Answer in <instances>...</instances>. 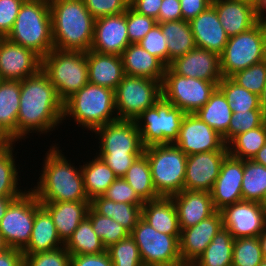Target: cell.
Instances as JSON below:
<instances>
[{"label": "cell", "mask_w": 266, "mask_h": 266, "mask_svg": "<svg viewBox=\"0 0 266 266\" xmlns=\"http://www.w3.org/2000/svg\"><path fill=\"white\" fill-rule=\"evenodd\" d=\"M143 205L114 202L103 196L90 201V207L98 214L110 217L131 232L141 217Z\"/></svg>", "instance_id": "d6a6232c"}, {"label": "cell", "mask_w": 266, "mask_h": 266, "mask_svg": "<svg viewBox=\"0 0 266 266\" xmlns=\"http://www.w3.org/2000/svg\"><path fill=\"white\" fill-rule=\"evenodd\" d=\"M129 44L126 11L95 19L90 50L121 56Z\"/></svg>", "instance_id": "d6986e66"}, {"label": "cell", "mask_w": 266, "mask_h": 266, "mask_svg": "<svg viewBox=\"0 0 266 266\" xmlns=\"http://www.w3.org/2000/svg\"><path fill=\"white\" fill-rule=\"evenodd\" d=\"M141 217L160 233L181 236L176 207L171 197L144 202Z\"/></svg>", "instance_id": "f546056e"}, {"label": "cell", "mask_w": 266, "mask_h": 266, "mask_svg": "<svg viewBox=\"0 0 266 266\" xmlns=\"http://www.w3.org/2000/svg\"><path fill=\"white\" fill-rule=\"evenodd\" d=\"M50 213L41 206L35 213V220L28 245L23 254L47 252L63 247Z\"/></svg>", "instance_id": "4dcf8cb0"}, {"label": "cell", "mask_w": 266, "mask_h": 266, "mask_svg": "<svg viewBox=\"0 0 266 266\" xmlns=\"http://www.w3.org/2000/svg\"><path fill=\"white\" fill-rule=\"evenodd\" d=\"M139 44L168 67V47L159 23L145 35Z\"/></svg>", "instance_id": "f907efd6"}, {"label": "cell", "mask_w": 266, "mask_h": 266, "mask_svg": "<svg viewBox=\"0 0 266 266\" xmlns=\"http://www.w3.org/2000/svg\"><path fill=\"white\" fill-rule=\"evenodd\" d=\"M263 63L266 65V43H265V47H264Z\"/></svg>", "instance_id": "2644e50d"}, {"label": "cell", "mask_w": 266, "mask_h": 266, "mask_svg": "<svg viewBox=\"0 0 266 266\" xmlns=\"http://www.w3.org/2000/svg\"><path fill=\"white\" fill-rule=\"evenodd\" d=\"M254 162L266 167V143L252 159Z\"/></svg>", "instance_id": "be15d7a7"}, {"label": "cell", "mask_w": 266, "mask_h": 266, "mask_svg": "<svg viewBox=\"0 0 266 266\" xmlns=\"http://www.w3.org/2000/svg\"><path fill=\"white\" fill-rule=\"evenodd\" d=\"M233 246V236L223 227L191 266H232Z\"/></svg>", "instance_id": "8d00e7d4"}, {"label": "cell", "mask_w": 266, "mask_h": 266, "mask_svg": "<svg viewBox=\"0 0 266 266\" xmlns=\"http://www.w3.org/2000/svg\"><path fill=\"white\" fill-rule=\"evenodd\" d=\"M242 1H246V2H249V3H251V4L254 5V4L256 3L257 0H242Z\"/></svg>", "instance_id": "753ad0ef"}, {"label": "cell", "mask_w": 266, "mask_h": 266, "mask_svg": "<svg viewBox=\"0 0 266 266\" xmlns=\"http://www.w3.org/2000/svg\"><path fill=\"white\" fill-rule=\"evenodd\" d=\"M14 142H0V198H19L26 192L18 185L19 175L13 156Z\"/></svg>", "instance_id": "d590c367"}, {"label": "cell", "mask_w": 266, "mask_h": 266, "mask_svg": "<svg viewBox=\"0 0 266 266\" xmlns=\"http://www.w3.org/2000/svg\"><path fill=\"white\" fill-rule=\"evenodd\" d=\"M123 178L144 202L159 198L153 185L150 164L144 153L135 159Z\"/></svg>", "instance_id": "74e56055"}, {"label": "cell", "mask_w": 266, "mask_h": 266, "mask_svg": "<svg viewBox=\"0 0 266 266\" xmlns=\"http://www.w3.org/2000/svg\"><path fill=\"white\" fill-rule=\"evenodd\" d=\"M87 217L106 249L130 235V232L114 219L96 213L91 207L88 209Z\"/></svg>", "instance_id": "7bdbcfd3"}, {"label": "cell", "mask_w": 266, "mask_h": 266, "mask_svg": "<svg viewBox=\"0 0 266 266\" xmlns=\"http://www.w3.org/2000/svg\"><path fill=\"white\" fill-rule=\"evenodd\" d=\"M263 259L259 237L234 239L232 266H258Z\"/></svg>", "instance_id": "ee69618b"}, {"label": "cell", "mask_w": 266, "mask_h": 266, "mask_svg": "<svg viewBox=\"0 0 266 266\" xmlns=\"http://www.w3.org/2000/svg\"><path fill=\"white\" fill-rule=\"evenodd\" d=\"M266 121L262 110H249L232 114L228 131L222 136L228 144L235 136L255 129Z\"/></svg>", "instance_id": "bcb514c9"}, {"label": "cell", "mask_w": 266, "mask_h": 266, "mask_svg": "<svg viewBox=\"0 0 266 266\" xmlns=\"http://www.w3.org/2000/svg\"><path fill=\"white\" fill-rule=\"evenodd\" d=\"M175 74L206 81L220 82V56L201 48L174 59L168 66Z\"/></svg>", "instance_id": "7402d4cb"}, {"label": "cell", "mask_w": 266, "mask_h": 266, "mask_svg": "<svg viewBox=\"0 0 266 266\" xmlns=\"http://www.w3.org/2000/svg\"><path fill=\"white\" fill-rule=\"evenodd\" d=\"M184 116L185 113L181 109L161 96L152 107L147 108L134 120L144 148L174 143Z\"/></svg>", "instance_id": "9c48e42d"}, {"label": "cell", "mask_w": 266, "mask_h": 266, "mask_svg": "<svg viewBox=\"0 0 266 266\" xmlns=\"http://www.w3.org/2000/svg\"><path fill=\"white\" fill-rule=\"evenodd\" d=\"M99 136L98 155H141L140 131L134 120L117 119L94 131Z\"/></svg>", "instance_id": "5bb4252c"}, {"label": "cell", "mask_w": 266, "mask_h": 266, "mask_svg": "<svg viewBox=\"0 0 266 266\" xmlns=\"http://www.w3.org/2000/svg\"><path fill=\"white\" fill-rule=\"evenodd\" d=\"M144 266H184L180 256V236L158 232L142 217L130 232Z\"/></svg>", "instance_id": "30bf717a"}, {"label": "cell", "mask_w": 266, "mask_h": 266, "mask_svg": "<svg viewBox=\"0 0 266 266\" xmlns=\"http://www.w3.org/2000/svg\"><path fill=\"white\" fill-rule=\"evenodd\" d=\"M24 1L0 0V38H6L11 32Z\"/></svg>", "instance_id": "db71d44e"}, {"label": "cell", "mask_w": 266, "mask_h": 266, "mask_svg": "<svg viewBox=\"0 0 266 266\" xmlns=\"http://www.w3.org/2000/svg\"><path fill=\"white\" fill-rule=\"evenodd\" d=\"M115 113L114 90L89 82L63 103V120L72 117L77 125L93 132L117 120Z\"/></svg>", "instance_id": "5b68a950"}, {"label": "cell", "mask_w": 266, "mask_h": 266, "mask_svg": "<svg viewBox=\"0 0 266 266\" xmlns=\"http://www.w3.org/2000/svg\"><path fill=\"white\" fill-rule=\"evenodd\" d=\"M232 110L223 92L217 87L207 103L195 115L223 136L229 128Z\"/></svg>", "instance_id": "836d02e7"}, {"label": "cell", "mask_w": 266, "mask_h": 266, "mask_svg": "<svg viewBox=\"0 0 266 266\" xmlns=\"http://www.w3.org/2000/svg\"><path fill=\"white\" fill-rule=\"evenodd\" d=\"M114 96L118 119L135 120L161 98V82L125 75L114 90Z\"/></svg>", "instance_id": "8fae6325"}, {"label": "cell", "mask_w": 266, "mask_h": 266, "mask_svg": "<svg viewBox=\"0 0 266 266\" xmlns=\"http://www.w3.org/2000/svg\"><path fill=\"white\" fill-rule=\"evenodd\" d=\"M95 156L81 166L84 188L90 201L95 197L103 196L117 178L114 171L101 158Z\"/></svg>", "instance_id": "e575fe53"}, {"label": "cell", "mask_w": 266, "mask_h": 266, "mask_svg": "<svg viewBox=\"0 0 266 266\" xmlns=\"http://www.w3.org/2000/svg\"><path fill=\"white\" fill-rule=\"evenodd\" d=\"M54 49L90 50L95 18L83 0H49Z\"/></svg>", "instance_id": "3957f363"}, {"label": "cell", "mask_w": 266, "mask_h": 266, "mask_svg": "<svg viewBox=\"0 0 266 266\" xmlns=\"http://www.w3.org/2000/svg\"><path fill=\"white\" fill-rule=\"evenodd\" d=\"M243 172L244 160L228 154L222 162L219 176L211 191L216 211L243 200L241 189Z\"/></svg>", "instance_id": "44dd1931"}, {"label": "cell", "mask_w": 266, "mask_h": 266, "mask_svg": "<svg viewBox=\"0 0 266 266\" xmlns=\"http://www.w3.org/2000/svg\"><path fill=\"white\" fill-rule=\"evenodd\" d=\"M218 88L225 95L232 113L261 110L259 95L239 86L230 77H223L218 83Z\"/></svg>", "instance_id": "b9f144b4"}, {"label": "cell", "mask_w": 266, "mask_h": 266, "mask_svg": "<svg viewBox=\"0 0 266 266\" xmlns=\"http://www.w3.org/2000/svg\"><path fill=\"white\" fill-rule=\"evenodd\" d=\"M258 266H266V258H264Z\"/></svg>", "instance_id": "8c879c8a"}, {"label": "cell", "mask_w": 266, "mask_h": 266, "mask_svg": "<svg viewBox=\"0 0 266 266\" xmlns=\"http://www.w3.org/2000/svg\"><path fill=\"white\" fill-rule=\"evenodd\" d=\"M260 100V109L262 110L263 115L266 117V83L264 85L262 93L259 95Z\"/></svg>", "instance_id": "03108f58"}, {"label": "cell", "mask_w": 266, "mask_h": 266, "mask_svg": "<svg viewBox=\"0 0 266 266\" xmlns=\"http://www.w3.org/2000/svg\"><path fill=\"white\" fill-rule=\"evenodd\" d=\"M9 249H10V247L6 243L4 236L0 233V254L6 252Z\"/></svg>", "instance_id": "a7ac6f4b"}, {"label": "cell", "mask_w": 266, "mask_h": 266, "mask_svg": "<svg viewBox=\"0 0 266 266\" xmlns=\"http://www.w3.org/2000/svg\"><path fill=\"white\" fill-rule=\"evenodd\" d=\"M220 212L223 227L234 239L259 237L266 230V210L258 202L242 200Z\"/></svg>", "instance_id": "9a60e30c"}, {"label": "cell", "mask_w": 266, "mask_h": 266, "mask_svg": "<svg viewBox=\"0 0 266 266\" xmlns=\"http://www.w3.org/2000/svg\"><path fill=\"white\" fill-rule=\"evenodd\" d=\"M230 78L239 86L260 95L266 83V65L263 62L251 65Z\"/></svg>", "instance_id": "7dc6e473"}, {"label": "cell", "mask_w": 266, "mask_h": 266, "mask_svg": "<svg viewBox=\"0 0 266 266\" xmlns=\"http://www.w3.org/2000/svg\"><path fill=\"white\" fill-rule=\"evenodd\" d=\"M262 206H263V208L266 210V193H265V195H264V197H263V199H262V202L260 203Z\"/></svg>", "instance_id": "89a4df30"}, {"label": "cell", "mask_w": 266, "mask_h": 266, "mask_svg": "<svg viewBox=\"0 0 266 266\" xmlns=\"http://www.w3.org/2000/svg\"><path fill=\"white\" fill-rule=\"evenodd\" d=\"M22 250L10 248L0 254V266H23Z\"/></svg>", "instance_id": "94428289"}, {"label": "cell", "mask_w": 266, "mask_h": 266, "mask_svg": "<svg viewBox=\"0 0 266 266\" xmlns=\"http://www.w3.org/2000/svg\"><path fill=\"white\" fill-rule=\"evenodd\" d=\"M218 83L180 76L166 67L161 82L162 97L185 114H194L207 103Z\"/></svg>", "instance_id": "7c38bea8"}, {"label": "cell", "mask_w": 266, "mask_h": 266, "mask_svg": "<svg viewBox=\"0 0 266 266\" xmlns=\"http://www.w3.org/2000/svg\"><path fill=\"white\" fill-rule=\"evenodd\" d=\"M59 148L54 145L46 152L41 176L31 191L40 202L90 201L81 166L75 168Z\"/></svg>", "instance_id": "7a4b0ae2"}, {"label": "cell", "mask_w": 266, "mask_h": 266, "mask_svg": "<svg viewBox=\"0 0 266 266\" xmlns=\"http://www.w3.org/2000/svg\"><path fill=\"white\" fill-rule=\"evenodd\" d=\"M41 206L30 189L9 205L0 221V233L10 248L23 250L28 245L35 213Z\"/></svg>", "instance_id": "4fadbf2b"}, {"label": "cell", "mask_w": 266, "mask_h": 266, "mask_svg": "<svg viewBox=\"0 0 266 266\" xmlns=\"http://www.w3.org/2000/svg\"><path fill=\"white\" fill-rule=\"evenodd\" d=\"M42 70L63 103L89 82L87 52L52 49L42 58Z\"/></svg>", "instance_id": "8992f818"}, {"label": "cell", "mask_w": 266, "mask_h": 266, "mask_svg": "<svg viewBox=\"0 0 266 266\" xmlns=\"http://www.w3.org/2000/svg\"><path fill=\"white\" fill-rule=\"evenodd\" d=\"M103 197L114 202H123L134 205L144 204V201L137 195L135 190L123 177H117L105 191Z\"/></svg>", "instance_id": "816d5d0a"}, {"label": "cell", "mask_w": 266, "mask_h": 266, "mask_svg": "<svg viewBox=\"0 0 266 266\" xmlns=\"http://www.w3.org/2000/svg\"><path fill=\"white\" fill-rule=\"evenodd\" d=\"M70 266H113L107 252L99 254L71 255Z\"/></svg>", "instance_id": "9f6ffc18"}, {"label": "cell", "mask_w": 266, "mask_h": 266, "mask_svg": "<svg viewBox=\"0 0 266 266\" xmlns=\"http://www.w3.org/2000/svg\"><path fill=\"white\" fill-rule=\"evenodd\" d=\"M89 13L95 18L116 15L126 11L130 0H83Z\"/></svg>", "instance_id": "f5cc1de1"}, {"label": "cell", "mask_w": 266, "mask_h": 266, "mask_svg": "<svg viewBox=\"0 0 266 266\" xmlns=\"http://www.w3.org/2000/svg\"><path fill=\"white\" fill-rule=\"evenodd\" d=\"M89 83L115 90L124 78L122 57L87 51Z\"/></svg>", "instance_id": "484cf974"}, {"label": "cell", "mask_w": 266, "mask_h": 266, "mask_svg": "<svg viewBox=\"0 0 266 266\" xmlns=\"http://www.w3.org/2000/svg\"><path fill=\"white\" fill-rule=\"evenodd\" d=\"M254 8L256 14L260 19L266 20L265 12H266V0H257L254 4Z\"/></svg>", "instance_id": "6125c7cd"}, {"label": "cell", "mask_w": 266, "mask_h": 266, "mask_svg": "<svg viewBox=\"0 0 266 266\" xmlns=\"http://www.w3.org/2000/svg\"><path fill=\"white\" fill-rule=\"evenodd\" d=\"M16 198H0V221L2 217L5 215L9 205L15 200Z\"/></svg>", "instance_id": "e7e4bbea"}, {"label": "cell", "mask_w": 266, "mask_h": 266, "mask_svg": "<svg viewBox=\"0 0 266 266\" xmlns=\"http://www.w3.org/2000/svg\"><path fill=\"white\" fill-rule=\"evenodd\" d=\"M101 158L115 173L117 177H123L132 163L140 155H97Z\"/></svg>", "instance_id": "11a10c76"}, {"label": "cell", "mask_w": 266, "mask_h": 266, "mask_svg": "<svg viewBox=\"0 0 266 266\" xmlns=\"http://www.w3.org/2000/svg\"><path fill=\"white\" fill-rule=\"evenodd\" d=\"M223 228L222 215L216 211L198 224L181 230L180 256L184 266H191L206 250L212 239Z\"/></svg>", "instance_id": "ffe728a7"}, {"label": "cell", "mask_w": 266, "mask_h": 266, "mask_svg": "<svg viewBox=\"0 0 266 266\" xmlns=\"http://www.w3.org/2000/svg\"><path fill=\"white\" fill-rule=\"evenodd\" d=\"M23 255V266H70L71 255L64 246L47 252Z\"/></svg>", "instance_id": "681fc988"}, {"label": "cell", "mask_w": 266, "mask_h": 266, "mask_svg": "<svg viewBox=\"0 0 266 266\" xmlns=\"http://www.w3.org/2000/svg\"><path fill=\"white\" fill-rule=\"evenodd\" d=\"M20 106L17 115V141L33 131L55 130L63 121V102L47 74L41 69L20 81Z\"/></svg>", "instance_id": "6da1fadb"}, {"label": "cell", "mask_w": 266, "mask_h": 266, "mask_svg": "<svg viewBox=\"0 0 266 266\" xmlns=\"http://www.w3.org/2000/svg\"><path fill=\"white\" fill-rule=\"evenodd\" d=\"M266 43V20L260 19L253 27L229 37L220 55L223 77H231L251 65L263 62Z\"/></svg>", "instance_id": "ba28073f"}, {"label": "cell", "mask_w": 266, "mask_h": 266, "mask_svg": "<svg viewBox=\"0 0 266 266\" xmlns=\"http://www.w3.org/2000/svg\"><path fill=\"white\" fill-rule=\"evenodd\" d=\"M106 250L113 266H144L138 246L130 235Z\"/></svg>", "instance_id": "f6af8a7d"}, {"label": "cell", "mask_w": 266, "mask_h": 266, "mask_svg": "<svg viewBox=\"0 0 266 266\" xmlns=\"http://www.w3.org/2000/svg\"><path fill=\"white\" fill-rule=\"evenodd\" d=\"M212 0H180L182 20L191 21L205 11Z\"/></svg>", "instance_id": "6f0895ef"}, {"label": "cell", "mask_w": 266, "mask_h": 266, "mask_svg": "<svg viewBox=\"0 0 266 266\" xmlns=\"http://www.w3.org/2000/svg\"><path fill=\"white\" fill-rule=\"evenodd\" d=\"M182 20L180 0H163L159 10L157 23Z\"/></svg>", "instance_id": "680465c9"}, {"label": "cell", "mask_w": 266, "mask_h": 266, "mask_svg": "<svg viewBox=\"0 0 266 266\" xmlns=\"http://www.w3.org/2000/svg\"><path fill=\"white\" fill-rule=\"evenodd\" d=\"M126 23L130 44H137L157 24V21L154 18L138 13L129 6L126 9Z\"/></svg>", "instance_id": "c3c4849f"}, {"label": "cell", "mask_w": 266, "mask_h": 266, "mask_svg": "<svg viewBox=\"0 0 266 266\" xmlns=\"http://www.w3.org/2000/svg\"><path fill=\"white\" fill-rule=\"evenodd\" d=\"M70 255L99 254L106 251L100 237L93 231L90 219L86 216L64 244Z\"/></svg>", "instance_id": "f35d334b"}, {"label": "cell", "mask_w": 266, "mask_h": 266, "mask_svg": "<svg viewBox=\"0 0 266 266\" xmlns=\"http://www.w3.org/2000/svg\"><path fill=\"white\" fill-rule=\"evenodd\" d=\"M228 150L189 155L186 161L184 190L211 192Z\"/></svg>", "instance_id": "ac0fdd59"}, {"label": "cell", "mask_w": 266, "mask_h": 266, "mask_svg": "<svg viewBox=\"0 0 266 266\" xmlns=\"http://www.w3.org/2000/svg\"><path fill=\"white\" fill-rule=\"evenodd\" d=\"M42 69V57L35 51L0 38V79L24 80Z\"/></svg>", "instance_id": "e0dca14e"}, {"label": "cell", "mask_w": 266, "mask_h": 266, "mask_svg": "<svg viewBox=\"0 0 266 266\" xmlns=\"http://www.w3.org/2000/svg\"><path fill=\"white\" fill-rule=\"evenodd\" d=\"M50 213L60 240L65 244L87 216L90 201L40 202Z\"/></svg>", "instance_id": "4316f807"}, {"label": "cell", "mask_w": 266, "mask_h": 266, "mask_svg": "<svg viewBox=\"0 0 266 266\" xmlns=\"http://www.w3.org/2000/svg\"><path fill=\"white\" fill-rule=\"evenodd\" d=\"M187 156L217 150H228L223 137L197 115L185 114L178 137L173 143Z\"/></svg>", "instance_id": "2e32d148"}, {"label": "cell", "mask_w": 266, "mask_h": 266, "mask_svg": "<svg viewBox=\"0 0 266 266\" xmlns=\"http://www.w3.org/2000/svg\"><path fill=\"white\" fill-rule=\"evenodd\" d=\"M152 181L159 197H172L184 189L187 155L176 145L163 144L144 148Z\"/></svg>", "instance_id": "52a82bcc"}, {"label": "cell", "mask_w": 266, "mask_h": 266, "mask_svg": "<svg viewBox=\"0 0 266 266\" xmlns=\"http://www.w3.org/2000/svg\"><path fill=\"white\" fill-rule=\"evenodd\" d=\"M211 5L229 37L247 31L260 20L254 5L246 1L212 0Z\"/></svg>", "instance_id": "603a6c76"}, {"label": "cell", "mask_w": 266, "mask_h": 266, "mask_svg": "<svg viewBox=\"0 0 266 266\" xmlns=\"http://www.w3.org/2000/svg\"><path fill=\"white\" fill-rule=\"evenodd\" d=\"M121 57L125 75L145 77L162 82L166 66L139 43L129 44Z\"/></svg>", "instance_id": "f1b7e54d"}, {"label": "cell", "mask_w": 266, "mask_h": 266, "mask_svg": "<svg viewBox=\"0 0 266 266\" xmlns=\"http://www.w3.org/2000/svg\"><path fill=\"white\" fill-rule=\"evenodd\" d=\"M20 80H0V141H17Z\"/></svg>", "instance_id": "83f0119b"}, {"label": "cell", "mask_w": 266, "mask_h": 266, "mask_svg": "<svg viewBox=\"0 0 266 266\" xmlns=\"http://www.w3.org/2000/svg\"><path fill=\"white\" fill-rule=\"evenodd\" d=\"M163 0H130V6L140 14L158 19Z\"/></svg>", "instance_id": "91938a15"}, {"label": "cell", "mask_w": 266, "mask_h": 266, "mask_svg": "<svg viewBox=\"0 0 266 266\" xmlns=\"http://www.w3.org/2000/svg\"><path fill=\"white\" fill-rule=\"evenodd\" d=\"M241 189L243 200L261 203L266 193V167L253 160H244Z\"/></svg>", "instance_id": "60d3db41"}, {"label": "cell", "mask_w": 266, "mask_h": 266, "mask_svg": "<svg viewBox=\"0 0 266 266\" xmlns=\"http://www.w3.org/2000/svg\"><path fill=\"white\" fill-rule=\"evenodd\" d=\"M266 143V121L259 127L235 136L228 144V154L242 160H252Z\"/></svg>", "instance_id": "ab89813d"}, {"label": "cell", "mask_w": 266, "mask_h": 266, "mask_svg": "<svg viewBox=\"0 0 266 266\" xmlns=\"http://www.w3.org/2000/svg\"><path fill=\"white\" fill-rule=\"evenodd\" d=\"M259 242L264 258H266V230L259 235Z\"/></svg>", "instance_id": "003e7915"}, {"label": "cell", "mask_w": 266, "mask_h": 266, "mask_svg": "<svg viewBox=\"0 0 266 266\" xmlns=\"http://www.w3.org/2000/svg\"><path fill=\"white\" fill-rule=\"evenodd\" d=\"M168 47V66L176 58L196 48L189 21L176 20L159 23Z\"/></svg>", "instance_id": "1f68e13d"}, {"label": "cell", "mask_w": 266, "mask_h": 266, "mask_svg": "<svg viewBox=\"0 0 266 266\" xmlns=\"http://www.w3.org/2000/svg\"><path fill=\"white\" fill-rule=\"evenodd\" d=\"M6 38L42 58L54 49L49 0H25Z\"/></svg>", "instance_id": "277c9868"}, {"label": "cell", "mask_w": 266, "mask_h": 266, "mask_svg": "<svg viewBox=\"0 0 266 266\" xmlns=\"http://www.w3.org/2000/svg\"><path fill=\"white\" fill-rule=\"evenodd\" d=\"M171 198L176 207L180 230L192 227L216 212L211 192L183 189Z\"/></svg>", "instance_id": "cb8c5ba5"}, {"label": "cell", "mask_w": 266, "mask_h": 266, "mask_svg": "<svg viewBox=\"0 0 266 266\" xmlns=\"http://www.w3.org/2000/svg\"><path fill=\"white\" fill-rule=\"evenodd\" d=\"M197 48L214 52L219 56L224 51L229 36L220 24L215 8L210 5L190 21Z\"/></svg>", "instance_id": "d4e9b609"}]
</instances>
